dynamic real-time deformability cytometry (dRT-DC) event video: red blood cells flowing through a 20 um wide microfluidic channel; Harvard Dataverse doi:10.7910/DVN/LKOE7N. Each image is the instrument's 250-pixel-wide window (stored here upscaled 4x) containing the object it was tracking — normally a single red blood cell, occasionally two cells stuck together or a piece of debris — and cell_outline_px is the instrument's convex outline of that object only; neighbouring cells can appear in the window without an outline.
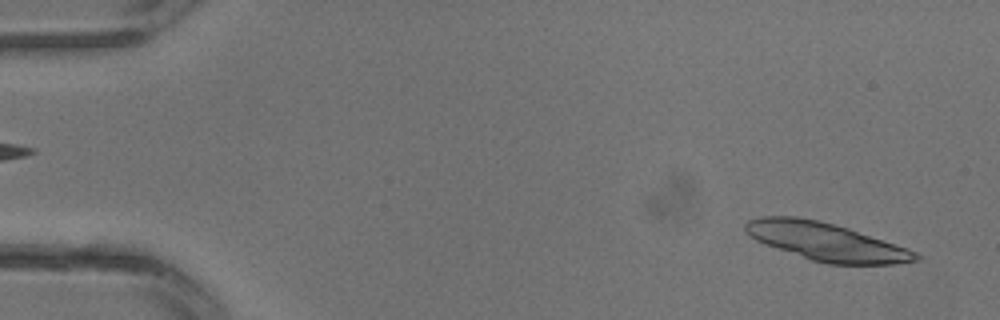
{"species": "common noctule bat (a hibernating species)", "species_latin": "Nyctalus noctula", "temperature_condition": "warm", "stored_images_in_passage": 15, "segment_of_instrument_passage": [1, 2], "camera_frame_rate_fps": 3000, "um_per_image_px": 0.085, "animal": {"sex": "male", "body_mass_g": 13.3}, "frame": {"image": 1, "passage_image": 1, "time_ms": 0.0, "image_size_px": [1000, 320], "cell_outline_px": [[920, 260], [896, 264], [828, 264], [812, 260], [764, 244], [756, 240], [744, 232], [744, 224], [748, 220], [760, 216], [796, 216], [820, 220], [848, 228], [908, 248], [916, 252], [920, 256]], "centroid_in_image_um": [70.2, 20.53], "position_along_channel_um": 14.8, "area_um2": 37.69}}